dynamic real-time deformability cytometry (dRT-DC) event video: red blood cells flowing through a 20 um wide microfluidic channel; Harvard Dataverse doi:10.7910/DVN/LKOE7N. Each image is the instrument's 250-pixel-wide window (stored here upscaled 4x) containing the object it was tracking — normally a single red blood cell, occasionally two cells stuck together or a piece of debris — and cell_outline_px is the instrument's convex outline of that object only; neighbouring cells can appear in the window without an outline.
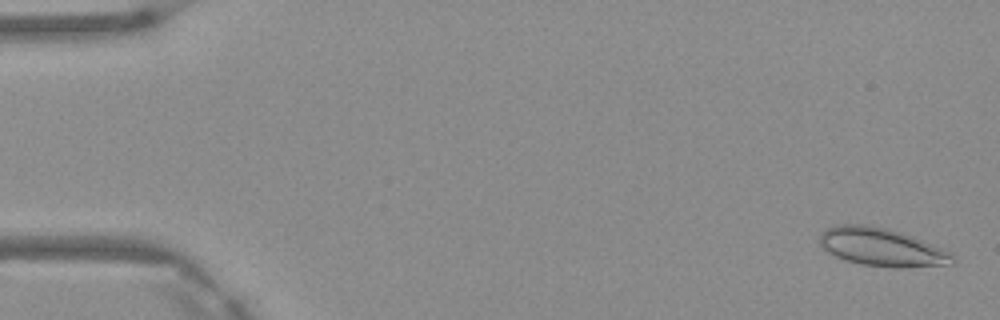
{"species": "Egyptian fruit bat (a non-hibernating species)", "species_latin": "Rousettus aegyptiacus", "temperature_condition": "warm", "stored_images_in_passage": 5, "camera_frame_rate_fps": 3000, "um_per_image_px": 0.085, "frame": {"image": 1, "passage_image": 1, "time_ms": 0.0, "image_size_px": [1000, 320], "cell_outline_px": [[956, 264], [904, 268], [892, 268], [860, 264], [844, 260], [828, 252], [820, 244], [820, 232], [832, 224], [864, 224], [888, 228], [900, 232], [944, 248], [952, 252], [956, 256]], "centroid_in_image_um": [74.99, 21.02], "position_along_channel_um": 10.0, "area_um2": 30.11}}